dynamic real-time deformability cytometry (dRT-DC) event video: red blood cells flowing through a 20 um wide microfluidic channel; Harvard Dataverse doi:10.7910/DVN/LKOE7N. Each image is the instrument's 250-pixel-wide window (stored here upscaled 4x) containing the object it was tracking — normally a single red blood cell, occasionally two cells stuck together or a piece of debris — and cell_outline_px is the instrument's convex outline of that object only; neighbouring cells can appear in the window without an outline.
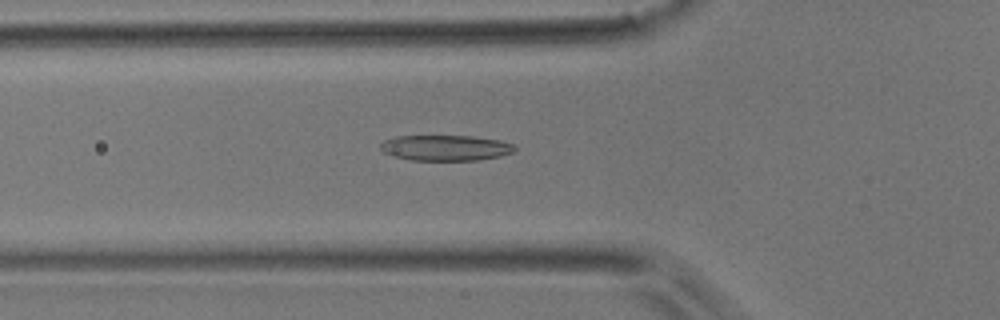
{"species": "common noctule bat (a hibernating species)", "species_latin": "Nyctalus noctula", "temperature_condition": "room temperature", "stored_images_in_passage": 51, "camera_frame_rate_fps": 3000, "um_per_image_px": 0.085, "animal": {"sex": "male", "body_mass_g": 17.9}, "frame": {"image": 1, "passage_image": 18, "time_ms": 5.667, "image_size_px": [1000, 320], "cell_outline_px": [[516, 148], [512, 152], [500, 156], [480, 160], [408, 160], [392, 156], [384, 152], [380, 148], [380, 144], [384, 140], [396, 136], [472, 136], [500, 140], [512, 144]], "centroid_in_image_um": [37.84, 12.57], "position_along_channel_um": 88.0, "area_um2": 20.06}}
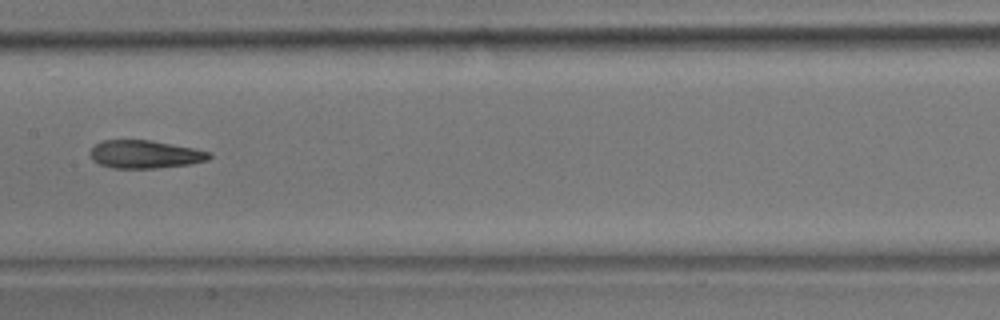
{"frame": {"image": 2, "passage_image": 26, "time_ms": 8.333, "image_size_px": [1000, 320], "cell_outline_px": [[212, 156], [208, 160], [192, 164], [156, 168], [112, 168], [100, 164], [92, 160], [88, 152], [96, 144], [104, 140], [152, 140], [212, 152]], "centroid_in_image_um": [12.33, 13.12], "position_along_channel_um": 195.1, "area_um2": 19.54}}
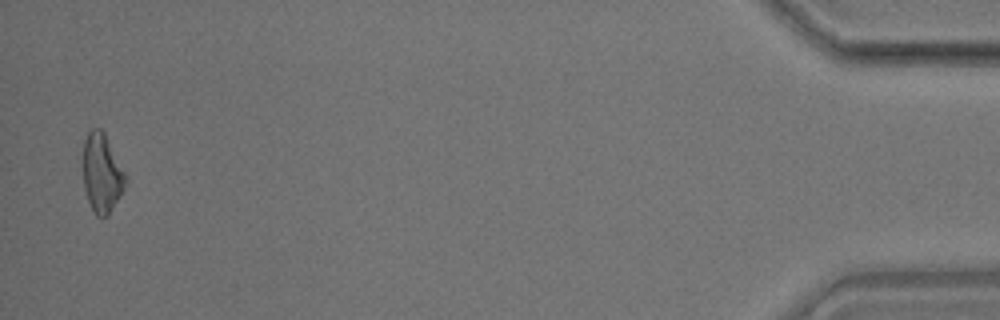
{"frame": {"image": 3, "passage_image": 50, "time_ms": 16.333, "image_size_px": [1000, 320], "cell_outline_px": [[128, 176], [124, 188], [120, 196], [108, 216], [96, 216], [88, 200], [84, 188], [80, 156], [84, 140], [88, 132], [92, 128], [100, 128], [104, 132]], "centroid_in_image_um": [8.63, 14.67], "position_along_channel_um": 426.6, "area_um2": 20.17}, "authors_computed_cell_mechanics": {"area_um2": 20.1722, "velocity_mm_per_s": 3.986, "shape_relaxation_time_tau1_ms": 5.9528, "shape_relaxation_time_tau2_ms": 3.7818, "deformation_change_tau1": 0.1598, "deformation_change_tau2": 0.1404}}